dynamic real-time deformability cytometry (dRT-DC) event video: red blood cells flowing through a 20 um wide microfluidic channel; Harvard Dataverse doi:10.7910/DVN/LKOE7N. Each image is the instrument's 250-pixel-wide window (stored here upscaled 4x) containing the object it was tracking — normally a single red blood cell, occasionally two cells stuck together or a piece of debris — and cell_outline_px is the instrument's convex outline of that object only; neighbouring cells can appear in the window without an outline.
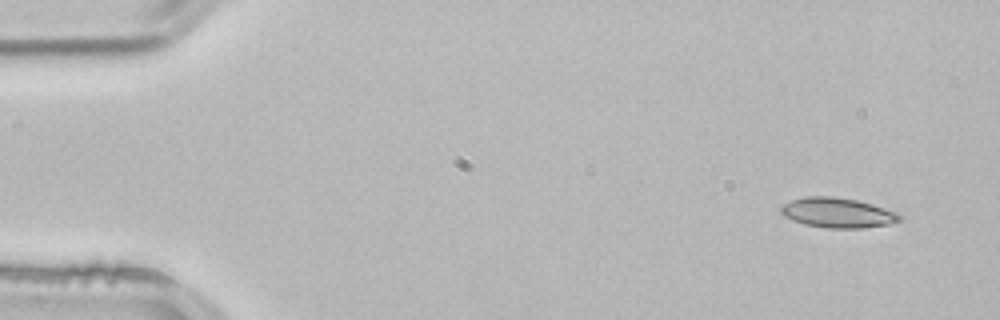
{"species": "common noctule bat (a hibernating species)", "species_latin": "Nyctalus noctula", "temperature_condition": "room temperature", "stored_images_in_passage": 3, "camera_frame_rate_fps": 3000, "um_per_image_px": 0.085, "animal": {"sex": "male", "body_mass_g": 21.5, "forearm_length_mm": 52.0}, "frame": {"image": 1, "passage_image": 1, "time_ms": 0.0, "image_size_px": [1000, 320], "cell_outline_px": [[904, 216], [900, 220], [888, 224], [860, 228], [828, 228], [804, 224], [792, 220], [784, 216], [780, 212], [780, 208], [784, 204], [792, 200], [804, 196], [832, 196], [856, 200], [872, 204], [896, 212]], "centroid_in_image_um": [71.18, 18.08], "position_along_channel_um": 13.8, "area_um2": 20.63}}
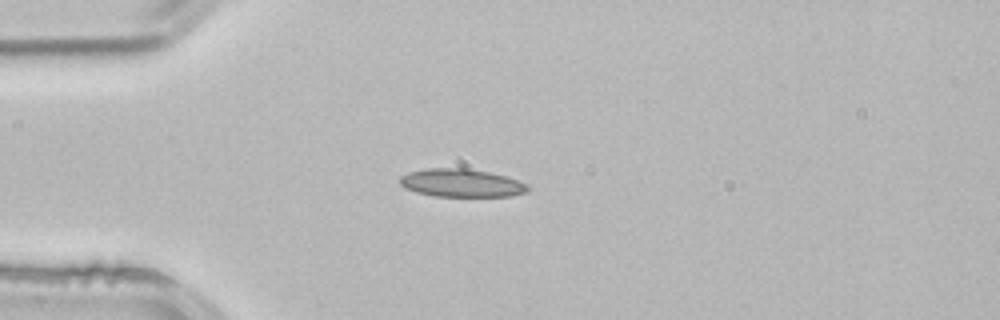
{"frame": {"image": 2, "passage_image": 3, "time_ms": 0.667, "image_size_px": [1000, 320], "cell_outline_px": [[528, 192], [508, 196], [432, 196], [416, 192], [404, 188], [400, 184], [400, 176], [408, 172], [428, 168], [464, 168], [488, 172], [504, 176], [528, 184]], "centroid_in_image_um": [39.18, 15.55], "position_along_channel_um": 45.8, "area_um2": 20.81}}